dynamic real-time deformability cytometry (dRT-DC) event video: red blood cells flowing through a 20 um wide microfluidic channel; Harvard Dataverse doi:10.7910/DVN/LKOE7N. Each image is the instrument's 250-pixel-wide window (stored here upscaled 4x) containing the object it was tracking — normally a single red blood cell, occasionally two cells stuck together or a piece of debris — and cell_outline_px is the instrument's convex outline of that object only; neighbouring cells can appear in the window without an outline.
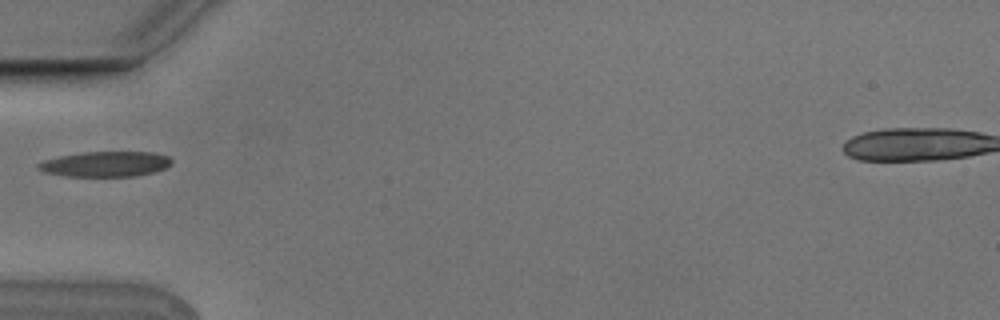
{"species": "Egyptian fruit bat (a non-hibernating species)", "species_latin": "Rousettus aegyptiacus", "temperature_condition": "cold", "stored_images_in_passage": 7, "camera_frame_rate_fps": 3000, "um_per_image_px": 0.085, "animal": {"sex": "male"}, "frame": {"image": 1, "passage_image": 6, "time_ms": 1.667, "image_size_px": [1000, 320], "cell_outline_px": [[172, 160], [168, 168], [156, 172], [136, 176], [64, 176], [44, 172], [36, 168], [36, 164], [44, 160], [60, 156], [84, 152], [152, 152], [168, 156]], "centroid_in_image_um": [8.98, 13.95], "position_along_channel_um": 76.0, "area_um2": 19.77}}